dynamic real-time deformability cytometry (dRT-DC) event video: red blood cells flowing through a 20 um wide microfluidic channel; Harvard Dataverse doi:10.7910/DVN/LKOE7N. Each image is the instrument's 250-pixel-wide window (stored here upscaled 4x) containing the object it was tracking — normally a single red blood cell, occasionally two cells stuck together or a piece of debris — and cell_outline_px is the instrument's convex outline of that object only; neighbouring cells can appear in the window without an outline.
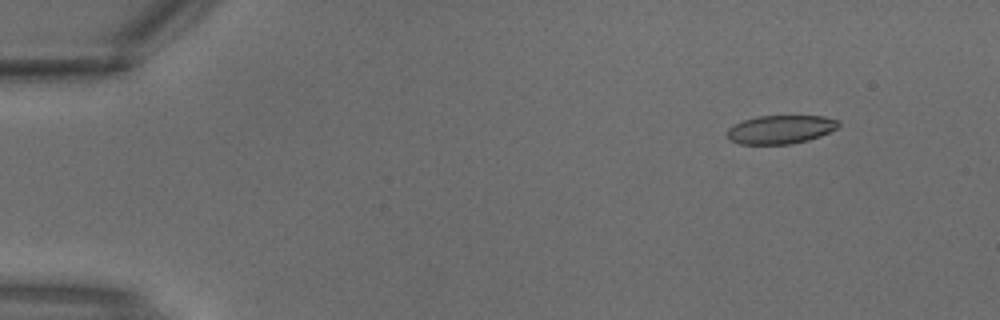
{"species": "common noctule bat (a hibernating species)", "species_latin": "Nyctalus noctula", "temperature_condition": "warm", "stored_images_in_passage": 2, "camera_frame_rate_fps": 3000, "um_per_image_px": 0.085, "animal": {"sex": "male", "body_mass_g": 18.8}, "frame": {"image": 1, "passage_image": 1, "time_ms": 0.0, "image_size_px": [1000, 320], "cell_outline_px": [[840, 124], [836, 128], [820, 136], [808, 140], [792, 144], [740, 144], [732, 140], [728, 136], [728, 128], [744, 120], [756, 116], [824, 116], [840, 120]], "centroid_in_image_um": [66.38, 11.0], "position_along_channel_um": 18.6, "area_um2": 18.38}}
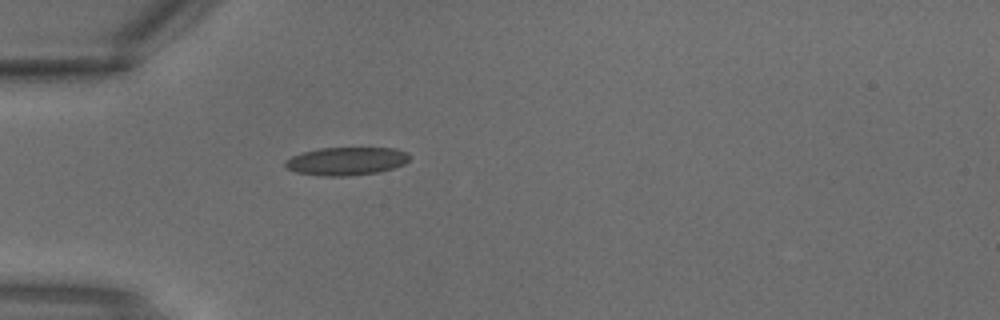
{"frame": {"image": 2, "passage_image": 2, "time_ms": 0.333, "image_size_px": [1000, 320], "cell_outline_px": [[408, 160], [404, 164], [392, 168], [376, 172], [348, 176], [324, 176], [296, 172], [284, 168], [284, 160], [292, 156], [304, 152], [320, 148], [396, 148], [408, 152]], "centroid_in_image_um": [29.4, 13.69], "position_along_channel_um": 55.6, "area_um2": 20.29}}